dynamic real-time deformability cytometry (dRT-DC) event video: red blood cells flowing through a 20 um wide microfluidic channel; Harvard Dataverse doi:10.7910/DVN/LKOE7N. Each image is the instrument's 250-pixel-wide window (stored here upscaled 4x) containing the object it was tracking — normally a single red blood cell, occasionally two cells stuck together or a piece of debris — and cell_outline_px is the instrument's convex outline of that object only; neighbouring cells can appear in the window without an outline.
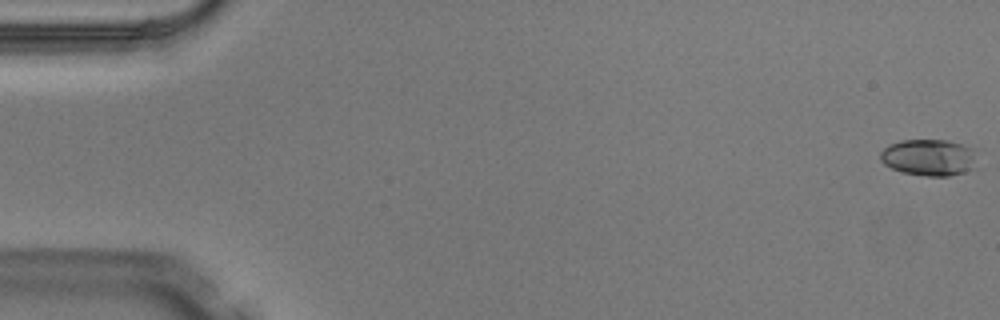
{"species": "Egyptian fruit bat (a non-hibernating species)", "species_latin": "Rousettus aegyptiacus", "temperature_condition": "warm", "stored_images_in_passage": 5, "camera_frame_rate_fps": 3000, "um_per_image_px": 0.085, "animal": {"sex": "male"}, "frame": {"image": 1, "passage_image": 1, "time_ms": 0.0, "image_size_px": [1000, 320], "cell_outline_px": [[972, 168], [964, 172], [948, 176], [928, 176], [904, 172], [892, 168], [884, 164], [880, 160], [880, 152], [888, 144], [900, 140], [948, 140], [964, 144], [972, 148]], "centroid_in_image_um": [78.88, 13.36], "position_along_channel_um": 6.1, "area_um2": 20.29}}
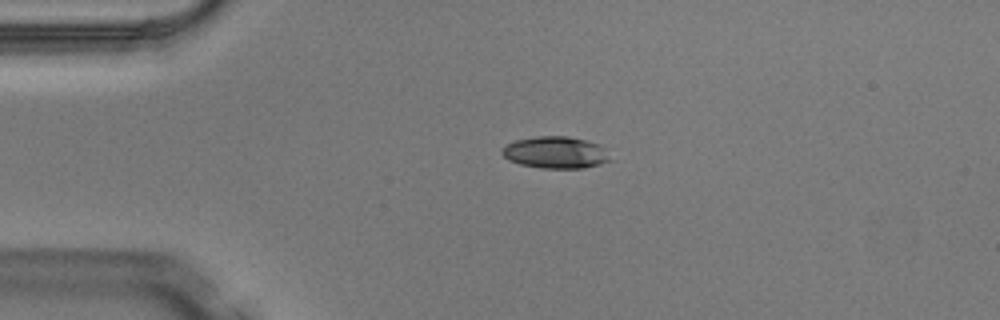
{"frame": {"image": 2, "passage_image": 4, "time_ms": 1.0, "image_size_px": [1000, 320], "cell_outline_px": [[612, 160], [600, 164], [584, 168], [540, 168], [520, 164], [508, 160], [500, 152], [508, 144], [516, 140], [536, 136], [568, 136], [600, 144], [604, 148]], "centroid_in_image_um": [47.24, 12.96], "position_along_channel_um": 37.8, "area_um2": 20.06}}